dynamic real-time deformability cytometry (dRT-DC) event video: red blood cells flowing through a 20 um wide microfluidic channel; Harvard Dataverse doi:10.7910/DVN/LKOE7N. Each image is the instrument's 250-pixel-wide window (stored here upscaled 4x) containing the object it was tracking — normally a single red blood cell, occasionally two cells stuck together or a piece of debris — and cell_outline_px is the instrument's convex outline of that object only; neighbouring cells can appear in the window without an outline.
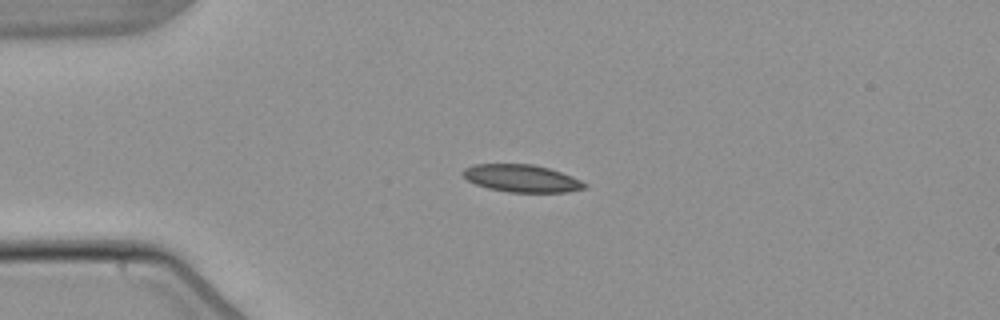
{"species": "common noctule bat (a hibernating species)", "species_latin": "Nyctalus noctula", "temperature_condition": "warm", "stored_images_in_passage": 4, "camera_frame_rate_fps": 3000, "um_per_image_px": 0.085, "animal": {"sex": "male", "body_mass_g": 21.5, "forearm_length_mm": 52.0}, "frame": {"image": 1, "passage_image": 3, "time_ms": 2.667, "image_size_px": [1000, 320], "cell_outline_px": [[588, 184], [584, 188], [568, 192], [508, 192], [488, 188], [476, 184], [468, 180], [460, 172], [464, 168], [472, 164], [532, 164], [548, 168], [572, 176]], "centroid_in_image_um": [44.32, 15.16], "position_along_channel_um": 40.7, "area_um2": 19.42}}